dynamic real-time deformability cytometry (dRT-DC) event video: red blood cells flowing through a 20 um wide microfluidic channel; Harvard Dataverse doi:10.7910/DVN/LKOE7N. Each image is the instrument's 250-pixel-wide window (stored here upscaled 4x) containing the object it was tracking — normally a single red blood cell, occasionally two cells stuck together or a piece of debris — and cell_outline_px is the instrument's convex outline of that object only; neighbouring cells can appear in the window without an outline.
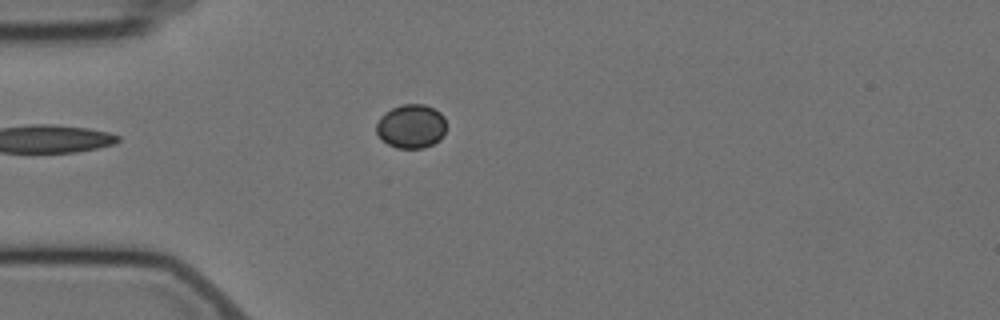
{"species": "Egyptian fruit bat (a non-hibernating species)", "species_latin": "Rousettus aegyptiacus", "temperature_condition": "cold", "stored_images_in_passage": 1, "camera_frame_rate_fps": 3000, "um_per_image_px": 0.085, "animal": {"sex": "female"}, "frame": {"image": 1, "passage_image": 1, "time_ms": 0.0, "image_size_px": [1000, 320], "cell_outline_px": [[444, 132], [440, 140], [424, 148], [396, 148], [380, 140], [376, 132], [376, 124], [380, 116], [384, 112], [400, 104], [424, 104], [440, 112], [444, 116]], "centroid_in_image_um": [34.91, 10.73], "position_along_channel_um": 50.1, "area_um2": 18.03}}